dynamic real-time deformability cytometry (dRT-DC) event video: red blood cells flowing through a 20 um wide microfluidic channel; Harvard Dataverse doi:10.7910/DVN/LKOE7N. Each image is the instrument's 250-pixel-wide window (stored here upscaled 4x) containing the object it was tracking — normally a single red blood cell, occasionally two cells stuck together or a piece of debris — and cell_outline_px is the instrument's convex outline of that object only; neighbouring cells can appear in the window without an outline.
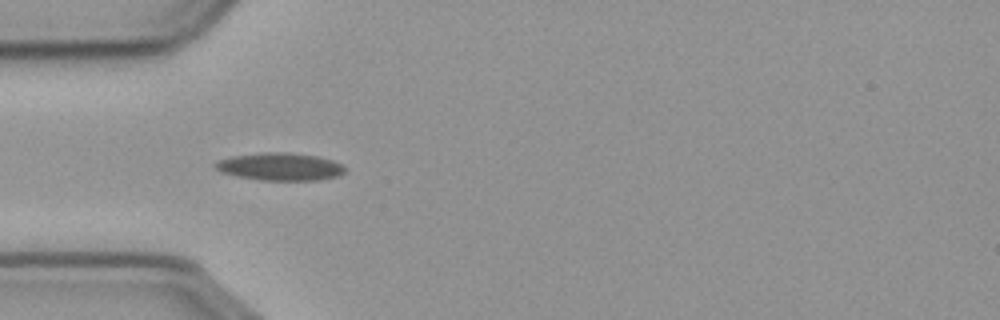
{"species": "common noctule bat (a hibernating species)", "species_latin": "Nyctalus noctula", "temperature_condition": "cold", "stored_images_in_passage": 16, "camera_frame_rate_fps": 3000, "um_per_image_px": 0.085, "animal": {"sex": "male", "body_mass_g": 23.1, "forearm_length_mm": 52.7}, "frame": {"image": 1, "passage_image": 5, "time_ms": 1.333, "image_size_px": [1000, 320], "cell_outline_px": [[344, 172], [340, 176], [320, 180], [260, 180], [236, 176], [220, 172], [212, 164], [220, 160], [232, 156], [268, 152], [288, 152], [316, 156], [332, 160], [340, 164], [344, 168]], "centroid_in_image_um": [23.8, 14.17], "position_along_channel_um": 61.2, "area_um2": 20.81}}